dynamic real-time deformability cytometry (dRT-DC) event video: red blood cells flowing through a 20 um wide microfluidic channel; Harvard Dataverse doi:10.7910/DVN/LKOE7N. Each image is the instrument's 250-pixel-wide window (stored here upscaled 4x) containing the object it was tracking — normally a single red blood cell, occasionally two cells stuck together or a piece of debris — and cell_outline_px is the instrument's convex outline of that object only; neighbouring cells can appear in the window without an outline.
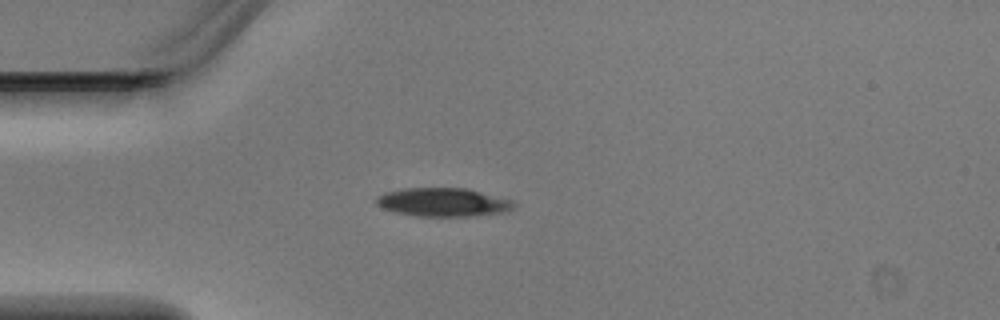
{"species": "Egyptian fruit bat (a non-hibernating species)", "species_latin": "Rousettus aegyptiacus", "temperature_condition": "warm", "stored_images_in_passage": 1, "camera_frame_rate_fps": 3000, "um_per_image_px": 0.085, "animal": {"sex": "male"}, "frame": {"image": 1, "passage_image": 1, "time_ms": 0.0, "image_size_px": [1000, 320], "cell_outline_px": [[516, 204], [508, 212], [468, 216], [416, 216], [396, 212], [380, 208], [376, 204], [376, 196], [384, 192], [404, 188], [464, 188], [512, 200]], "centroid_in_image_um": [37.62, 17.19], "position_along_channel_um": 47.4, "area_um2": 22.89}}